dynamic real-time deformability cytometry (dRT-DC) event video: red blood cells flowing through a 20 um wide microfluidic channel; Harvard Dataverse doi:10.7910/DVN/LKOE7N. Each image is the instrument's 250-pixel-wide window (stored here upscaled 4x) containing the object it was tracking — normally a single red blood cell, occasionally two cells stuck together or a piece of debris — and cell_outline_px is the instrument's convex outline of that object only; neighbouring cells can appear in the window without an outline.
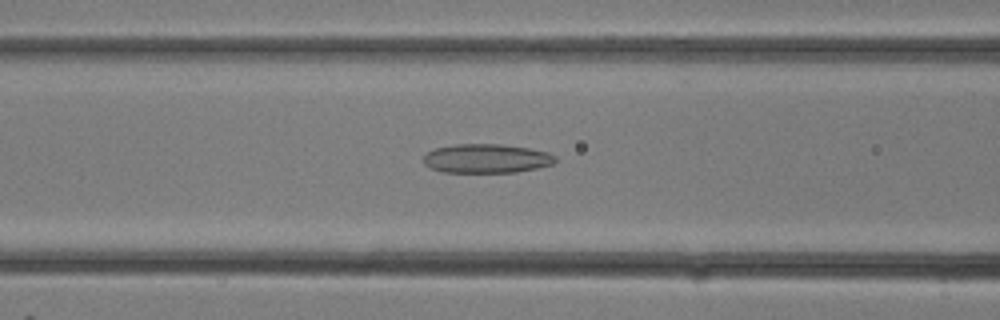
{"species": "common noctule bat (a hibernating species)", "species_latin": "Nyctalus noctula", "temperature_condition": "room temperature", "stored_images_in_passage": 16, "camera_frame_rate_fps": 3000, "um_per_image_px": 0.085, "animal": {"sex": "female"}, "frame": {"image": 1, "passage_image": 12, "time_ms": 3.667, "image_size_px": [1000, 320], "cell_outline_px": [[556, 160], [552, 164], [536, 168], [516, 172], [444, 172], [432, 168], [424, 164], [424, 156], [428, 152], [436, 148], [456, 144], [500, 144], [528, 148], [548, 152], [556, 156]], "centroid_in_image_um": [41.36, 13.47], "position_along_channel_um": 125.2, "area_um2": 22.14}}
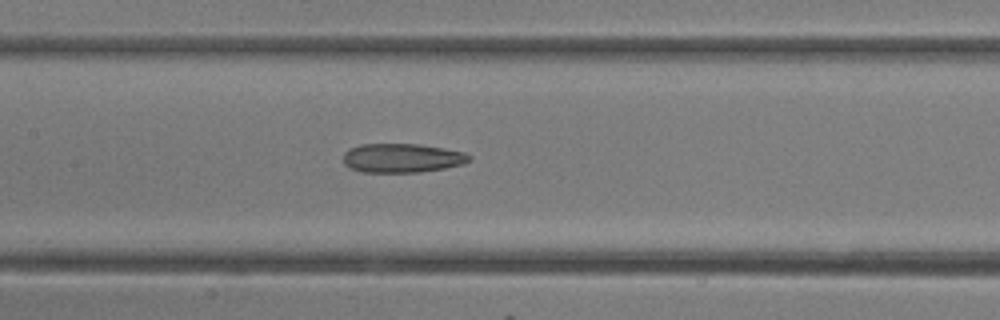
{"frame": {"image": 2, "passage_image": 14, "time_ms": 4.333, "image_size_px": [1000, 320], "cell_outline_px": [[472, 156], [464, 164], [444, 168], [420, 172], [360, 172], [348, 168], [344, 164], [344, 152], [348, 148], [360, 144], [416, 144], [444, 148], [464, 152]], "centroid_in_image_um": [34.13, 13.43], "position_along_channel_um": 173.3, "area_um2": 21.44}}
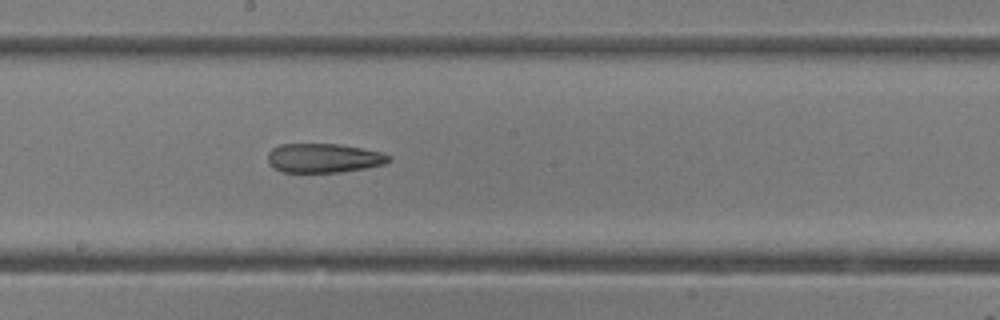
{"frame": {"image": 3, "passage_image": 16, "time_ms": 5.0, "image_size_px": [1000, 320], "cell_outline_px": [[392, 160], [384, 164], [364, 168], [340, 172], [284, 172], [272, 168], [268, 164], [268, 152], [272, 148], [280, 144], [340, 144], [384, 152], [392, 156]], "centroid_in_image_um": [27.52, 13.43], "position_along_channel_um": 220.7, "area_um2": 20.81}}